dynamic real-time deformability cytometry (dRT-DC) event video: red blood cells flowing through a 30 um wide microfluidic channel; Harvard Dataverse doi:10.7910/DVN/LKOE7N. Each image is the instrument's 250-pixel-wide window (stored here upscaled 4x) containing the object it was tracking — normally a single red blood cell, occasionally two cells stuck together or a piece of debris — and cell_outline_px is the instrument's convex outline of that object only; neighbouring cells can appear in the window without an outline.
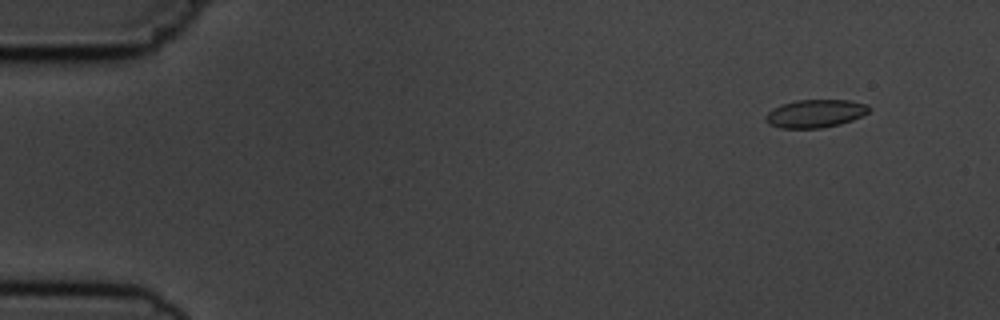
{"species": "common noctule bat (a hibernating species)", "species_latin": "Nyctalus noctula", "temperature_condition": "cold", "stored_images_in_passage": 6, "camera_frame_rate_fps": 3000, "um_per_image_px": 0.085, "animal": {"sex": "male", "body_mass_g": 19.5, "forearm_length_mm": 54.6}, "frame": {"image": 1, "passage_image": 2, "time_ms": 1.333, "image_size_px": [1000, 320], "cell_outline_px": [[872, 108], [868, 112], [852, 120], [840, 124], [820, 128], [780, 128], [768, 124], [764, 120], [764, 116], [772, 108], [780, 104], [796, 100], [848, 100], [868, 104]], "centroid_in_image_um": [69.26, 9.64], "position_along_channel_um": 15.7, "area_um2": 17.05}}
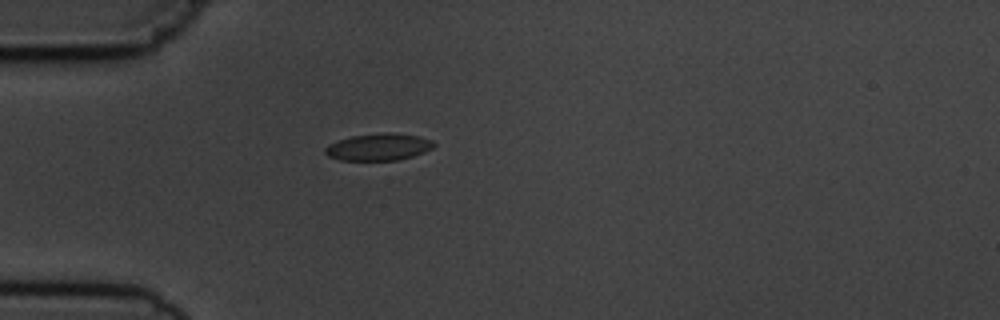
{"frame": {"image": 2, "passage_image": 5, "time_ms": 5.0, "image_size_px": [1000, 320], "cell_outline_px": [[436, 144], [432, 148], [424, 152], [412, 156], [396, 160], [340, 160], [328, 156], [324, 152], [324, 148], [328, 144], [352, 136], [380, 132], [392, 132], [420, 136], [432, 140]], "centroid_in_image_um": [32.19, 12.48], "position_along_channel_um": 52.8, "area_um2": 17.17}}